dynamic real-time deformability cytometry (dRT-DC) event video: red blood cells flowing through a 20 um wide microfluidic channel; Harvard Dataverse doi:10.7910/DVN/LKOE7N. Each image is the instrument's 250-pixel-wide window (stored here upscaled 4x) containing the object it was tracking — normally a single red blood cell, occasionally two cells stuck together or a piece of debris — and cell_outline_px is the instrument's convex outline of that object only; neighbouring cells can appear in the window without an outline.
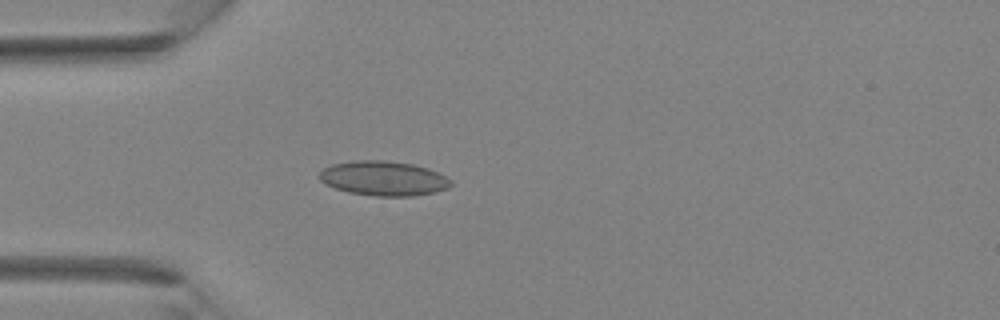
{"species": "Egyptian fruit bat (a non-hibernating species)", "species_latin": "Rousettus aegyptiacus", "temperature_condition": "room temperature", "stored_images_in_passage": 34, "camera_frame_rate_fps": 3000, "um_per_image_px": 0.085, "animal": {"sex": "female"}, "frame": {"image": 1, "passage_image": 8, "time_ms": 2.333, "image_size_px": [1000, 320], "cell_outline_px": [[452, 184], [448, 188], [436, 192], [412, 196], [376, 196], [348, 192], [336, 188], [320, 180], [320, 172], [324, 168], [332, 164], [352, 160], [380, 160], [412, 164], [428, 168], [452, 180]], "centroid_in_image_um": [32.62, 15.16], "position_along_channel_um": 52.4, "area_um2": 26.36}}
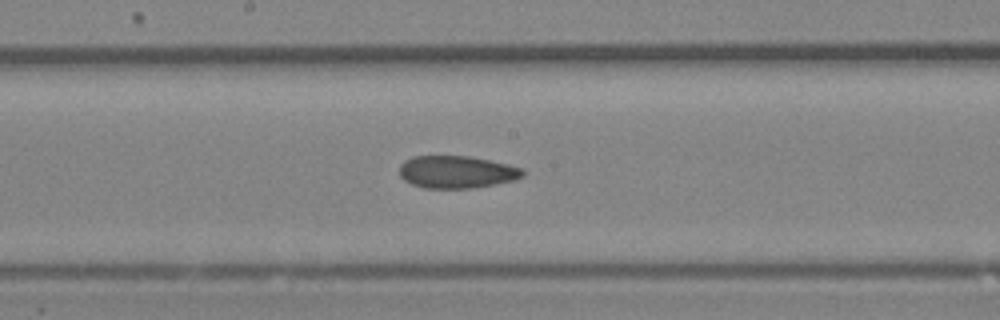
{"frame": {"image": 2, "passage_image": 17, "time_ms": 5.333, "image_size_px": [1000, 320], "cell_outline_px": [[524, 176], [516, 180], [496, 184], [472, 188], [424, 188], [412, 184], [404, 180], [400, 176], [400, 164], [404, 160], [412, 156], [468, 156], [508, 164], [524, 168]], "centroid_in_image_um": [38.83, 14.62], "position_along_channel_um": 209.4, "area_um2": 23.47}}
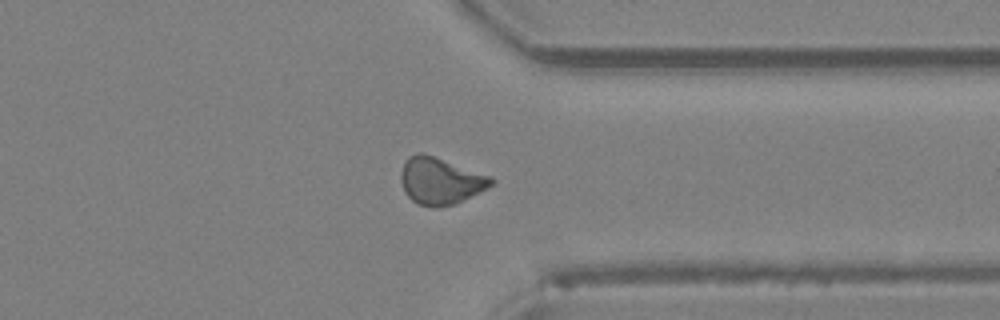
{"frame": {"image": 3, "passage_image": 26, "time_ms": 8.333, "image_size_px": [1000, 320], "cell_outline_px": [[496, 184], [488, 188], [452, 204], [420, 204], [412, 200], [404, 192], [400, 180], [400, 172], [408, 156], [416, 152], [420, 152], [492, 176], [496, 180]], "centroid_in_image_um": [37.44, 15.33], "position_along_channel_um": 374.0, "area_um2": 24.04}}